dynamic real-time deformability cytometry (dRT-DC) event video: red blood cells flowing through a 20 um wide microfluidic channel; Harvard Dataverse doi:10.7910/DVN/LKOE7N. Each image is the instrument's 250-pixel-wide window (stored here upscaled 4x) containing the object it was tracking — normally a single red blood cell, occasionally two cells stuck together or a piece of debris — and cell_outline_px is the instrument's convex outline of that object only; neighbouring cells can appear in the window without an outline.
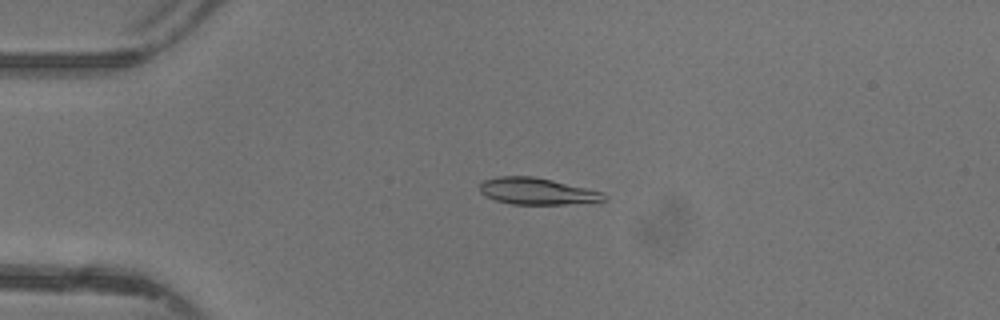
{"species": "common noctule bat (a hibernating species)", "species_latin": "Nyctalus noctula", "temperature_condition": "warm", "stored_images_in_passage": 48, "camera_frame_rate_fps": 3000, "um_per_image_px": 0.085, "animal": {"sex": "female"}, "frame": {"image": 1, "passage_image": 12, "time_ms": 3.667, "image_size_px": [1000, 320], "cell_outline_px": [[608, 200], [564, 204], [512, 204], [496, 200], [480, 192], [480, 184], [484, 180], [496, 176], [532, 176], [552, 180], [604, 192]], "centroid_in_image_um": [45.66, 16.25], "position_along_channel_um": 39.3, "area_um2": 19.13}}
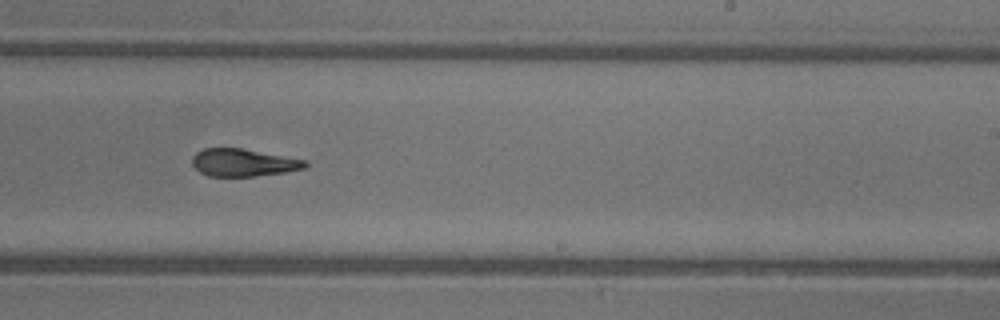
{"frame": {"image": 2, "passage_image": 30, "time_ms": 9.667, "image_size_px": [1000, 320], "cell_outline_px": [[308, 164], [304, 168], [284, 172], [252, 176], [208, 176], [200, 172], [192, 164], [192, 156], [196, 152], [204, 148], [240, 148], [308, 160]], "centroid_in_image_um": [20.67, 13.81], "position_along_channel_um": 268.3, "area_um2": 18.03}}
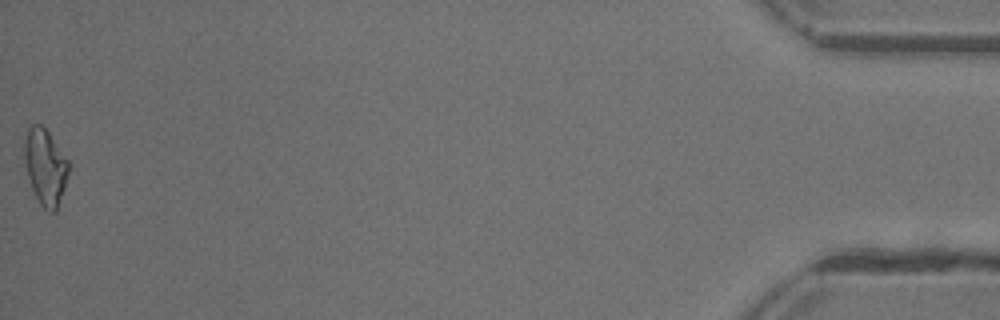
{"frame": {"image": 3, "passage_image": 48, "time_ms": 15.667, "image_size_px": [1000, 320], "cell_outline_px": [[72, 164], [56, 212], [48, 212], [40, 204], [32, 188], [24, 164], [24, 144], [28, 128], [32, 124], [40, 124], [48, 132]], "centroid_in_image_um": [3.87, 14.19], "position_along_channel_um": 431.3, "area_um2": 19.71}, "authors_computed_cell_mechanics": {"area_um2": 19.2185, "velocity_mm_per_s": 4.3926, "shape_relaxation_time_tau1_ms": 5.536, "shape_relaxation_time_tau2_ms": 2.2047, "deformation_change_tau1": 0.202, "deformation_change_tau2": 0.0974}}